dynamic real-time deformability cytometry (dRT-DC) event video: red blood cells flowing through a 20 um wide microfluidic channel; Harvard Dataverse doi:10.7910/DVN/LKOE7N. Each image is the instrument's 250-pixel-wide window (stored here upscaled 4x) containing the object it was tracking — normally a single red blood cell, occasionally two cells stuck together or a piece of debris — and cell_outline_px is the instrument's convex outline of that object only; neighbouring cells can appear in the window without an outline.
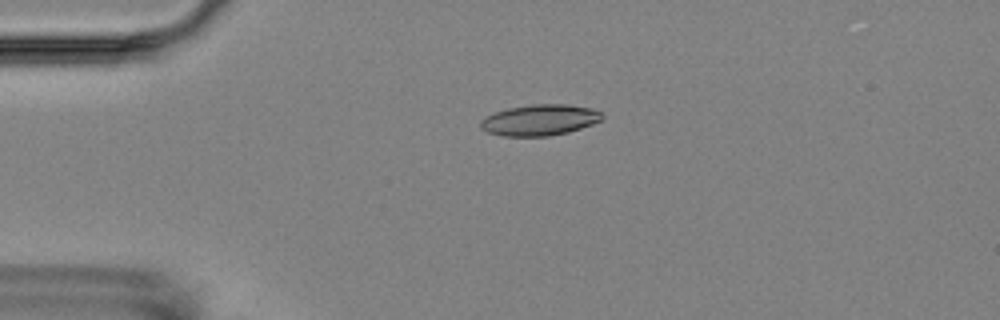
{"species": "Egyptian fruit bat (a non-hibernating species)", "species_latin": "Rousettus aegyptiacus", "temperature_condition": "room temperature", "stored_images_in_passage": 4, "camera_frame_rate_fps": 3000, "um_per_image_px": 0.085, "animal": {"sex": "female"}, "frame": {"image": 1, "passage_image": 3, "time_ms": 4.0, "image_size_px": [1000, 320], "cell_outline_px": [[604, 120], [568, 132], [548, 136], [504, 136], [488, 132], [480, 128], [480, 120], [484, 116], [508, 108], [532, 104], [568, 104], [592, 108], [600, 112], [604, 116]], "centroid_in_image_um": [45.88, 10.19], "position_along_channel_um": 39.1, "area_um2": 22.08}}